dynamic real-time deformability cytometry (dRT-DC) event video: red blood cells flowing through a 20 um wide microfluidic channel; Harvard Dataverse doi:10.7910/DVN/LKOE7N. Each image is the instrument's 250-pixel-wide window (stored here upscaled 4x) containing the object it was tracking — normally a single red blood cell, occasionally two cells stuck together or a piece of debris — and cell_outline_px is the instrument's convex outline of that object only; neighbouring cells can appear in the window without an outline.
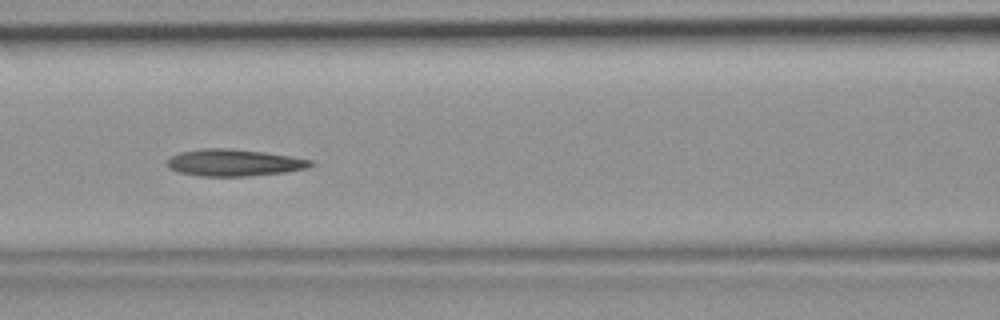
{"species": "common noctule bat (a hibernating species)", "species_latin": "Nyctalus noctula", "temperature_condition": "room temperature", "stored_images_in_passage": 37, "camera_frame_rate_fps": 3000, "um_per_image_px": 0.085, "animal": {"sex": "female", "body_mass_g": 19.9}, "frame": {"image": 1, "passage_image": 11, "time_ms": 3.333, "image_size_px": [1000, 320], "cell_outline_px": [[316, 164], [308, 168], [284, 172], [248, 176], [200, 176], [180, 172], [168, 168], [168, 160], [172, 156], [180, 152], [204, 148], [228, 148], [264, 152], [292, 156], [312, 160]], "centroid_in_image_um": [19.94, 13.82], "position_along_channel_um": 146.7, "area_um2": 22.43}}